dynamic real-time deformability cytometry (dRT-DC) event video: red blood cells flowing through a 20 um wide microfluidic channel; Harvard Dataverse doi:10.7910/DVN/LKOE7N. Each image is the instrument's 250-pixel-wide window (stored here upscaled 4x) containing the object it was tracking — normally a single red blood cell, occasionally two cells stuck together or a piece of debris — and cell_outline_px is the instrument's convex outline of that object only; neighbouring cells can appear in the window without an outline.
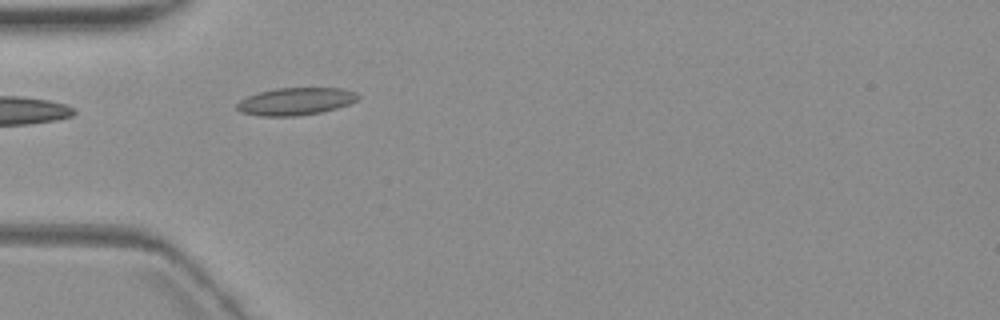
{"species": "common noctule bat (a hibernating species)", "species_latin": "Nyctalus noctula", "temperature_condition": "warm", "stored_images_in_passage": 4, "camera_frame_rate_fps": 3000, "um_per_image_px": 0.085, "animal": {"sex": "female", "body_mass_g": 19.3, "forearm_length_mm": 54.1}, "frame": {"image": 1, "passage_image": 2, "time_ms": 1.333, "image_size_px": [1000, 320], "cell_outline_px": [[360, 96], [356, 100], [348, 104], [336, 108], [320, 112], [296, 116], [260, 116], [240, 112], [236, 108], [236, 104], [240, 100], [248, 96], [260, 92], [276, 88], [344, 88], [356, 92]], "centroid_in_image_um": [25.12, 8.61], "position_along_channel_um": 59.9, "area_um2": 19.31}}
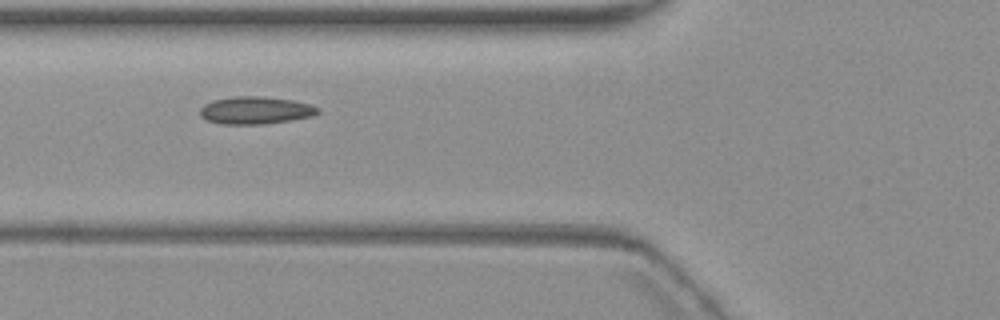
{"frame": {"image": 2, "passage_image": 3, "time_ms": 2.667, "image_size_px": [1000, 320], "cell_outline_px": [[320, 112], [312, 116], [292, 120], [264, 124], [220, 124], [208, 120], [200, 116], [200, 108], [204, 104], [212, 100], [236, 96], [264, 96], [292, 100], [312, 104], [320, 108]], "centroid_in_image_um": [21.74, 9.37], "position_along_channel_um": 104.1, "area_um2": 19.07}}
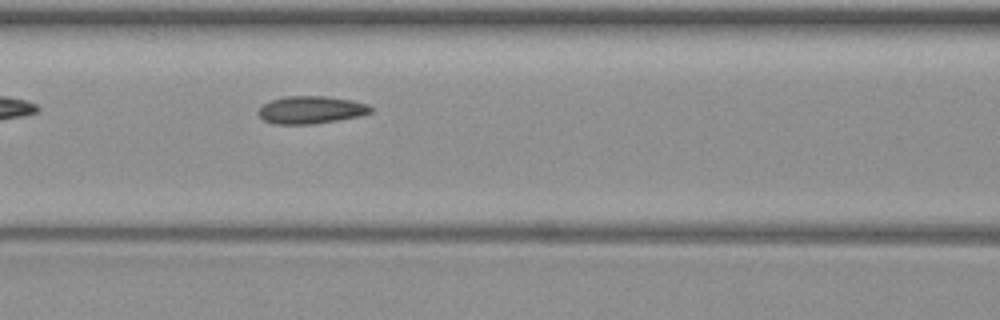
{"frame": {"image": 3, "passage_image": 4, "time_ms": 3.667, "image_size_px": [1000, 320], "cell_outline_px": [[372, 112], [360, 116], [312, 124], [276, 124], [264, 120], [256, 112], [264, 104], [272, 100], [284, 96], [324, 96], [352, 100], [368, 104], [372, 108]], "centroid_in_image_um": [26.44, 9.33], "position_along_channel_um": 140.2, "area_um2": 17.98}}